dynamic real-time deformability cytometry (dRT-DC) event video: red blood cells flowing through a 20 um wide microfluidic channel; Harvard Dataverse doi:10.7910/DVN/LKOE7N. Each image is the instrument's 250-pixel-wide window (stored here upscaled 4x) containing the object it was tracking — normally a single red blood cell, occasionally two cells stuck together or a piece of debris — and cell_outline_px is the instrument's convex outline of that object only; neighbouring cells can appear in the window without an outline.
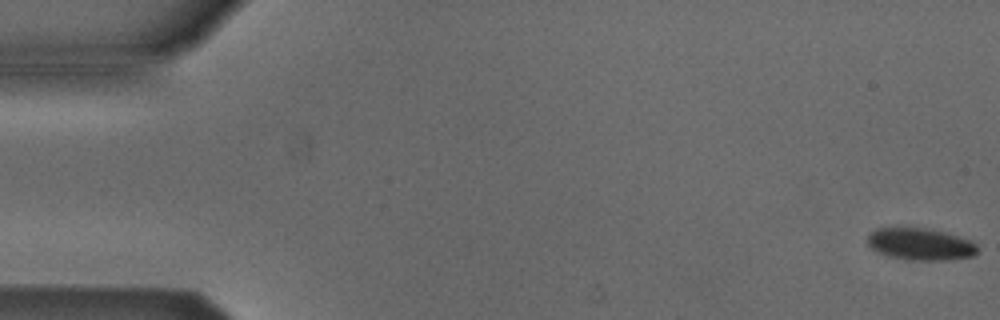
{"species": "Egyptian fruit bat (a non-hibernating species)", "species_latin": "Rousettus aegyptiacus", "temperature_condition": "cold", "stored_images_in_passage": 4, "camera_frame_rate_fps": 3000, "um_per_image_px": 0.085, "animal": {"sex": "male"}, "frame": {"image": 1, "passage_image": 1, "time_ms": 0.0, "image_size_px": [1000, 320], "cell_outline_px": [[976, 252], [972, 256], [948, 260], [908, 260], [888, 256], [872, 248], [868, 244], [868, 232], [876, 228], [900, 224], [928, 228], [944, 232], [968, 240], [976, 244]], "centroid_in_image_um": [78.13, 20.7], "position_along_channel_um": 6.9, "area_um2": 21.04}}
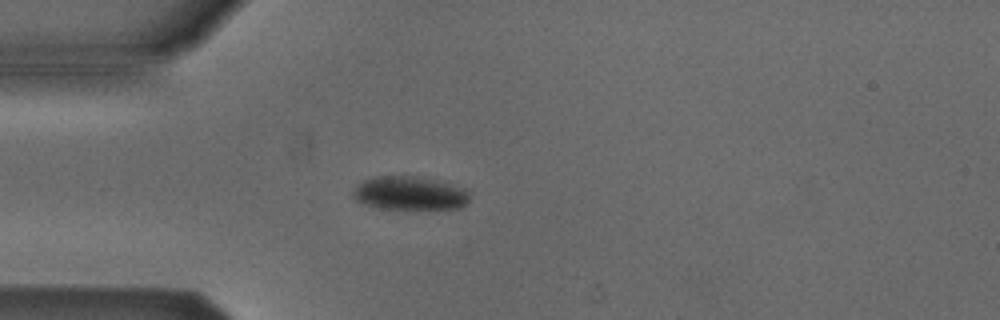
{"frame": {"image": 2, "passage_image": 4, "time_ms": 4.667, "image_size_px": [1000, 320], "cell_outline_px": [[468, 204], [460, 208], [376, 208], [364, 204], [356, 200], [352, 196], [352, 192], [364, 180], [376, 176], [412, 176], [448, 184], [464, 188], [468, 192]], "centroid_in_image_um": [34.79, 16.43], "position_along_channel_um": 50.2, "area_um2": 22.25}}